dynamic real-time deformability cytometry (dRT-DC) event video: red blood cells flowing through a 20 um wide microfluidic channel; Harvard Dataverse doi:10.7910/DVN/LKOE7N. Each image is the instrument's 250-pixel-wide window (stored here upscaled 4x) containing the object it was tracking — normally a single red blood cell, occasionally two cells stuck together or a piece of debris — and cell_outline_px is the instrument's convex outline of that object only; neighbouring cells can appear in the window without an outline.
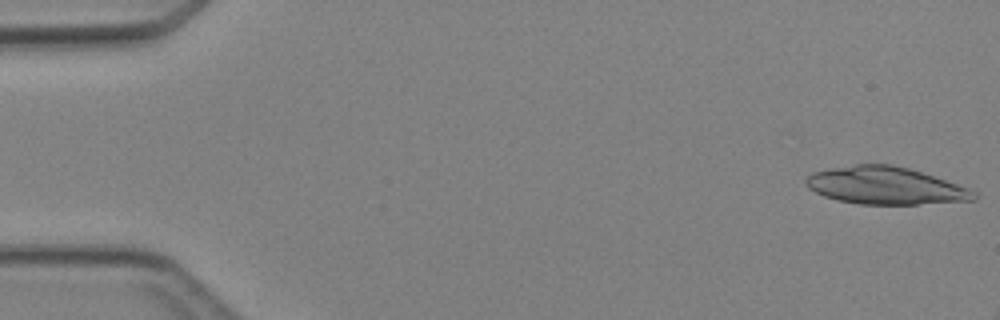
{"species": "Egyptian fruit bat (a non-hibernating species)", "species_latin": "Rousettus aegyptiacus", "temperature_condition": "cold", "stored_images_in_passage": 4, "camera_frame_rate_fps": 3000, "um_per_image_px": 0.085, "animal": {"sex": "female"}, "frame": {"image": 1, "passage_image": 1, "time_ms": 0.0, "image_size_px": [1000, 320], "cell_outline_px": [[976, 200], [916, 204], [860, 204], [836, 200], [824, 196], [808, 188], [804, 184], [804, 180], [812, 172], [828, 168], [856, 164], [892, 164], [908, 168], [968, 188], [976, 192]], "centroid_in_image_um": [75.19, 15.78], "position_along_channel_um": 9.8, "area_um2": 36.47}}